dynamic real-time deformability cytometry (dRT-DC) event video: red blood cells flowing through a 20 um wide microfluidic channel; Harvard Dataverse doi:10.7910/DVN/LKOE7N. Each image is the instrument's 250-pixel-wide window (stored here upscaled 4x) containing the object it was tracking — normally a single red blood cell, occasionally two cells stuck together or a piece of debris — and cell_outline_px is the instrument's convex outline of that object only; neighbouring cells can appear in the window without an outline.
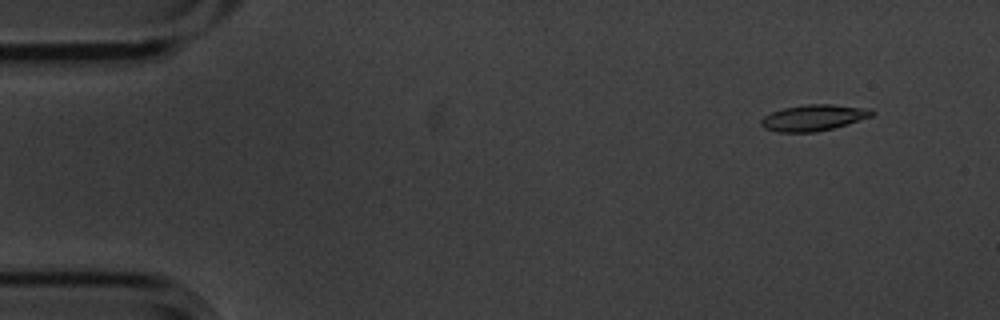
{"species": "common noctule bat (a hibernating species)", "species_latin": "Nyctalus noctula", "temperature_condition": "cold", "stored_images_in_passage": 5, "camera_frame_rate_fps": 3000, "um_per_image_px": 0.085, "animal": {"sex": "male", "body_mass_g": 20.1, "forearm_length_mm": 53.5}, "frame": {"image": 1, "passage_image": 2, "time_ms": 0.333, "image_size_px": [1000, 320], "cell_outline_px": [[876, 112], [872, 116], [832, 128], [816, 132], [780, 132], [764, 128], [760, 124], [760, 120], [764, 116], [772, 112], [784, 108], [804, 104], [832, 104], [872, 108]], "centroid_in_image_um": [69.17, 9.99], "position_along_channel_um": 15.8, "area_um2": 16.88}}